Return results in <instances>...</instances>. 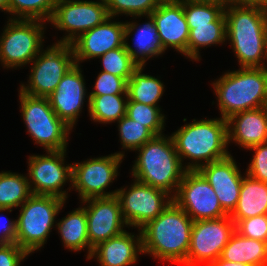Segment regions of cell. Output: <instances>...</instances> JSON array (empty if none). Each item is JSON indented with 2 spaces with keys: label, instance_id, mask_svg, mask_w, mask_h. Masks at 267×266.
<instances>
[{
  "label": "cell",
  "instance_id": "obj_33",
  "mask_svg": "<svg viewBox=\"0 0 267 266\" xmlns=\"http://www.w3.org/2000/svg\"><path fill=\"white\" fill-rule=\"evenodd\" d=\"M159 106L146 105L136 101H128L126 115L143 124L155 136L162 135L165 124V115L161 113Z\"/></svg>",
  "mask_w": 267,
  "mask_h": 266
},
{
  "label": "cell",
  "instance_id": "obj_7",
  "mask_svg": "<svg viewBox=\"0 0 267 266\" xmlns=\"http://www.w3.org/2000/svg\"><path fill=\"white\" fill-rule=\"evenodd\" d=\"M9 18L0 36V62L6 69L31 64L44 47L46 26L41 20Z\"/></svg>",
  "mask_w": 267,
  "mask_h": 266
},
{
  "label": "cell",
  "instance_id": "obj_20",
  "mask_svg": "<svg viewBox=\"0 0 267 266\" xmlns=\"http://www.w3.org/2000/svg\"><path fill=\"white\" fill-rule=\"evenodd\" d=\"M228 144L230 141L245 149L267 142V109L237 112L227 119Z\"/></svg>",
  "mask_w": 267,
  "mask_h": 266
},
{
  "label": "cell",
  "instance_id": "obj_32",
  "mask_svg": "<svg viewBox=\"0 0 267 266\" xmlns=\"http://www.w3.org/2000/svg\"><path fill=\"white\" fill-rule=\"evenodd\" d=\"M56 0H9L8 13L12 19H36L49 22Z\"/></svg>",
  "mask_w": 267,
  "mask_h": 266
},
{
  "label": "cell",
  "instance_id": "obj_6",
  "mask_svg": "<svg viewBox=\"0 0 267 266\" xmlns=\"http://www.w3.org/2000/svg\"><path fill=\"white\" fill-rule=\"evenodd\" d=\"M20 110L28 134L46 151L66 150L72 128L53 111L48 98L19 90Z\"/></svg>",
  "mask_w": 267,
  "mask_h": 266
},
{
  "label": "cell",
  "instance_id": "obj_25",
  "mask_svg": "<svg viewBox=\"0 0 267 266\" xmlns=\"http://www.w3.org/2000/svg\"><path fill=\"white\" fill-rule=\"evenodd\" d=\"M221 259L253 266H267V242L234 232L220 255Z\"/></svg>",
  "mask_w": 267,
  "mask_h": 266
},
{
  "label": "cell",
  "instance_id": "obj_28",
  "mask_svg": "<svg viewBox=\"0 0 267 266\" xmlns=\"http://www.w3.org/2000/svg\"><path fill=\"white\" fill-rule=\"evenodd\" d=\"M226 40L230 41L240 67H267V36L226 37Z\"/></svg>",
  "mask_w": 267,
  "mask_h": 266
},
{
  "label": "cell",
  "instance_id": "obj_4",
  "mask_svg": "<svg viewBox=\"0 0 267 266\" xmlns=\"http://www.w3.org/2000/svg\"><path fill=\"white\" fill-rule=\"evenodd\" d=\"M221 116L265 107L267 103V67H240L212 82Z\"/></svg>",
  "mask_w": 267,
  "mask_h": 266
},
{
  "label": "cell",
  "instance_id": "obj_18",
  "mask_svg": "<svg viewBox=\"0 0 267 266\" xmlns=\"http://www.w3.org/2000/svg\"><path fill=\"white\" fill-rule=\"evenodd\" d=\"M85 85L81 68L75 64L47 97L53 111L72 129L82 112L87 93Z\"/></svg>",
  "mask_w": 267,
  "mask_h": 266
},
{
  "label": "cell",
  "instance_id": "obj_43",
  "mask_svg": "<svg viewBox=\"0 0 267 266\" xmlns=\"http://www.w3.org/2000/svg\"><path fill=\"white\" fill-rule=\"evenodd\" d=\"M226 4L261 6L267 9V0H226Z\"/></svg>",
  "mask_w": 267,
  "mask_h": 266
},
{
  "label": "cell",
  "instance_id": "obj_14",
  "mask_svg": "<svg viewBox=\"0 0 267 266\" xmlns=\"http://www.w3.org/2000/svg\"><path fill=\"white\" fill-rule=\"evenodd\" d=\"M173 201L193 221L218 219L228 214L222 209L218 197L198 170H186Z\"/></svg>",
  "mask_w": 267,
  "mask_h": 266
},
{
  "label": "cell",
  "instance_id": "obj_39",
  "mask_svg": "<svg viewBox=\"0 0 267 266\" xmlns=\"http://www.w3.org/2000/svg\"><path fill=\"white\" fill-rule=\"evenodd\" d=\"M235 231L241 236L267 242V215H258L240 220Z\"/></svg>",
  "mask_w": 267,
  "mask_h": 266
},
{
  "label": "cell",
  "instance_id": "obj_11",
  "mask_svg": "<svg viewBox=\"0 0 267 266\" xmlns=\"http://www.w3.org/2000/svg\"><path fill=\"white\" fill-rule=\"evenodd\" d=\"M134 180L130 188L117 189L116 197L127 226L140 230L160 215L173 201V197L164 190Z\"/></svg>",
  "mask_w": 267,
  "mask_h": 266
},
{
  "label": "cell",
  "instance_id": "obj_13",
  "mask_svg": "<svg viewBox=\"0 0 267 266\" xmlns=\"http://www.w3.org/2000/svg\"><path fill=\"white\" fill-rule=\"evenodd\" d=\"M46 155H31L28 163V182L32 194L68 198L62 191L67 181L72 184V164L65 166L66 150L46 151Z\"/></svg>",
  "mask_w": 267,
  "mask_h": 266
},
{
  "label": "cell",
  "instance_id": "obj_44",
  "mask_svg": "<svg viewBox=\"0 0 267 266\" xmlns=\"http://www.w3.org/2000/svg\"><path fill=\"white\" fill-rule=\"evenodd\" d=\"M209 266H253L245 263H235L231 261H227L224 259H221L220 257L213 261Z\"/></svg>",
  "mask_w": 267,
  "mask_h": 266
},
{
  "label": "cell",
  "instance_id": "obj_24",
  "mask_svg": "<svg viewBox=\"0 0 267 266\" xmlns=\"http://www.w3.org/2000/svg\"><path fill=\"white\" fill-rule=\"evenodd\" d=\"M267 211V183L257 181L247 174L243 177L239 200L229 215L235 225L242 219L265 215Z\"/></svg>",
  "mask_w": 267,
  "mask_h": 266
},
{
  "label": "cell",
  "instance_id": "obj_10",
  "mask_svg": "<svg viewBox=\"0 0 267 266\" xmlns=\"http://www.w3.org/2000/svg\"><path fill=\"white\" fill-rule=\"evenodd\" d=\"M109 17L105 0H56L49 22L56 29L67 32L56 42L71 44L86 31L102 24Z\"/></svg>",
  "mask_w": 267,
  "mask_h": 266
},
{
  "label": "cell",
  "instance_id": "obj_15",
  "mask_svg": "<svg viewBox=\"0 0 267 266\" xmlns=\"http://www.w3.org/2000/svg\"><path fill=\"white\" fill-rule=\"evenodd\" d=\"M81 203L85 204L88 239L92 248L126 231L123 228L128 226L116 196L89 198Z\"/></svg>",
  "mask_w": 267,
  "mask_h": 266
},
{
  "label": "cell",
  "instance_id": "obj_46",
  "mask_svg": "<svg viewBox=\"0 0 267 266\" xmlns=\"http://www.w3.org/2000/svg\"><path fill=\"white\" fill-rule=\"evenodd\" d=\"M192 1H211V2L223 3L226 5V0H192Z\"/></svg>",
  "mask_w": 267,
  "mask_h": 266
},
{
  "label": "cell",
  "instance_id": "obj_3",
  "mask_svg": "<svg viewBox=\"0 0 267 266\" xmlns=\"http://www.w3.org/2000/svg\"><path fill=\"white\" fill-rule=\"evenodd\" d=\"M135 151L139 153L132 167V176L174 197L186 169L176 152L172 137L163 134L154 136Z\"/></svg>",
  "mask_w": 267,
  "mask_h": 266
},
{
  "label": "cell",
  "instance_id": "obj_9",
  "mask_svg": "<svg viewBox=\"0 0 267 266\" xmlns=\"http://www.w3.org/2000/svg\"><path fill=\"white\" fill-rule=\"evenodd\" d=\"M234 232L235 222L229 215L194 221L185 266H209L220 257Z\"/></svg>",
  "mask_w": 267,
  "mask_h": 266
},
{
  "label": "cell",
  "instance_id": "obj_35",
  "mask_svg": "<svg viewBox=\"0 0 267 266\" xmlns=\"http://www.w3.org/2000/svg\"><path fill=\"white\" fill-rule=\"evenodd\" d=\"M225 9V4L211 1L183 0V11L188 25L214 22Z\"/></svg>",
  "mask_w": 267,
  "mask_h": 266
},
{
  "label": "cell",
  "instance_id": "obj_26",
  "mask_svg": "<svg viewBox=\"0 0 267 266\" xmlns=\"http://www.w3.org/2000/svg\"><path fill=\"white\" fill-rule=\"evenodd\" d=\"M55 226L65 248L75 252L87 248V259H90L93 248L88 239L87 214L83 206L67 214Z\"/></svg>",
  "mask_w": 267,
  "mask_h": 266
},
{
  "label": "cell",
  "instance_id": "obj_30",
  "mask_svg": "<svg viewBox=\"0 0 267 266\" xmlns=\"http://www.w3.org/2000/svg\"><path fill=\"white\" fill-rule=\"evenodd\" d=\"M87 100L89 115L95 122L110 124L126 115L127 94L88 96Z\"/></svg>",
  "mask_w": 267,
  "mask_h": 266
},
{
  "label": "cell",
  "instance_id": "obj_45",
  "mask_svg": "<svg viewBox=\"0 0 267 266\" xmlns=\"http://www.w3.org/2000/svg\"><path fill=\"white\" fill-rule=\"evenodd\" d=\"M9 0H0V10L8 12Z\"/></svg>",
  "mask_w": 267,
  "mask_h": 266
},
{
  "label": "cell",
  "instance_id": "obj_19",
  "mask_svg": "<svg viewBox=\"0 0 267 266\" xmlns=\"http://www.w3.org/2000/svg\"><path fill=\"white\" fill-rule=\"evenodd\" d=\"M198 171L215 191L222 209L230 215L239 200L243 177L232 155L201 166Z\"/></svg>",
  "mask_w": 267,
  "mask_h": 266
},
{
  "label": "cell",
  "instance_id": "obj_8",
  "mask_svg": "<svg viewBox=\"0 0 267 266\" xmlns=\"http://www.w3.org/2000/svg\"><path fill=\"white\" fill-rule=\"evenodd\" d=\"M42 50L31 62L27 86L21 83L20 90L36 97H48L58 86L67 71L75 65L71 44L53 43Z\"/></svg>",
  "mask_w": 267,
  "mask_h": 266
},
{
  "label": "cell",
  "instance_id": "obj_21",
  "mask_svg": "<svg viewBox=\"0 0 267 266\" xmlns=\"http://www.w3.org/2000/svg\"><path fill=\"white\" fill-rule=\"evenodd\" d=\"M137 235L128 233L110 238L107 241L99 243L93 248L90 259L96 257L100 266H130L138 260L139 253L142 250V235L138 231Z\"/></svg>",
  "mask_w": 267,
  "mask_h": 266
},
{
  "label": "cell",
  "instance_id": "obj_1",
  "mask_svg": "<svg viewBox=\"0 0 267 266\" xmlns=\"http://www.w3.org/2000/svg\"><path fill=\"white\" fill-rule=\"evenodd\" d=\"M193 222L172 201L160 215L140 229L143 254L185 266Z\"/></svg>",
  "mask_w": 267,
  "mask_h": 266
},
{
  "label": "cell",
  "instance_id": "obj_38",
  "mask_svg": "<svg viewBox=\"0 0 267 266\" xmlns=\"http://www.w3.org/2000/svg\"><path fill=\"white\" fill-rule=\"evenodd\" d=\"M127 81L116 75L101 71L94 84V90L88 96H102L105 94H127Z\"/></svg>",
  "mask_w": 267,
  "mask_h": 266
},
{
  "label": "cell",
  "instance_id": "obj_22",
  "mask_svg": "<svg viewBox=\"0 0 267 266\" xmlns=\"http://www.w3.org/2000/svg\"><path fill=\"white\" fill-rule=\"evenodd\" d=\"M226 37L267 36V9L226 4Z\"/></svg>",
  "mask_w": 267,
  "mask_h": 266
},
{
  "label": "cell",
  "instance_id": "obj_42",
  "mask_svg": "<svg viewBox=\"0 0 267 266\" xmlns=\"http://www.w3.org/2000/svg\"><path fill=\"white\" fill-rule=\"evenodd\" d=\"M2 211L12 212V209H0V212ZM0 230H2L0 231V246H6L10 243L15 242L16 220H9V218L7 217L3 218L2 216H0Z\"/></svg>",
  "mask_w": 267,
  "mask_h": 266
},
{
  "label": "cell",
  "instance_id": "obj_41",
  "mask_svg": "<svg viewBox=\"0 0 267 266\" xmlns=\"http://www.w3.org/2000/svg\"><path fill=\"white\" fill-rule=\"evenodd\" d=\"M29 256L17 243L0 246V266H20Z\"/></svg>",
  "mask_w": 267,
  "mask_h": 266
},
{
  "label": "cell",
  "instance_id": "obj_5",
  "mask_svg": "<svg viewBox=\"0 0 267 266\" xmlns=\"http://www.w3.org/2000/svg\"><path fill=\"white\" fill-rule=\"evenodd\" d=\"M64 204V199L55 196L32 194L20 206L15 243L28 255L41 249L54 223H57L55 219Z\"/></svg>",
  "mask_w": 267,
  "mask_h": 266
},
{
  "label": "cell",
  "instance_id": "obj_17",
  "mask_svg": "<svg viewBox=\"0 0 267 266\" xmlns=\"http://www.w3.org/2000/svg\"><path fill=\"white\" fill-rule=\"evenodd\" d=\"M111 19L113 18L108 17L102 24L86 31L71 43L75 64L98 58L125 45V22Z\"/></svg>",
  "mask_w": 267,
  "mask_h": 266
},
{
  "label": "cell",
  "instance_id": "obj_34",
  "mask_svg": "<svg viewBox=\"0 0 267 266\" xmlns=\"http://www.w3.org/2000/svg\"><path fill=\"white\" fill-rule=\"evenodd\" d=\"M102 61V71L111 73L128 81L133 72L140 66L127 51L126 46L108 51L99 56Z\"/></svg>",
  "mask_w": 267,
  "mask_h": 266
},
{
  "label": "cell",
  "instance_id": "obj_29",
  "mask_svg": "<svg viewBox=\"0 0 267 266\" xmlns=\"http://www.w3.org/2000/svg\"><path fill=\"white\" fill-rule=\"evenodd\" d=\"M144 67L139 66L127 81L128 101L158 106L157 103L164 93V84L158 77L144 74Z\"/></svg>",
  "mask_w": 267,
  "mask_h": 266
},
{
  "label": "cell",
  "instance_id": "obj_31",
  "mask_svg": "<svg viewBox=\"0 0 267 266\" xmlns=\"http://www.w3.org/2000/svg\"><path fill=\"white\" fill-rule=\"evenodd\" d=\"M27 177L10 171L0 172V209L19 207L32 195Z\"/></svg>",
  "mask_w": 267,
  "mask_h": 266
},
{
  "label": "cell",
  "instance_id": "obj_12",
  "mask_svg": "<svg viewBox=\"0 0 267 266\" xmlns=\"http://www.w3.org/2000/svg\"><path fill=\"white\" fill-rule=\"evenodd\" d=\"M124 152L91 158L81 163L72 164V186L78 192L79 199L112 197L117 190L105 192L118 175V168L124 159Z\"/></svg>",
  "mask_w": 267,
  "mask_h": 266
},
{
  "label": "cell",
  "instance_id": "obj_27",
  "mask_svg": "<svg viewBox=\"0 0 267 266\" xmlns=\"http://www.w3.org/2000/svg\"><path fill=\"white\" fill-rule=\"evenodd\" d=\"M189 39L187 58L200 60V48L210 47L226 41V19L223 12L214 22L202 25H188Z\"/></svg>",
  "mask_w": 267,
  "mask_h": 266
},
{
  "label": "cell",
  "instance_id": "obj_36",
  "mask_svg": "<svg viewBox=\"0 0 267 266\" xmlns=\"http://www.w3.org/2000/svg\"><path fill=\"white\" fill-rule=\"evenodd\" d=\"M117 123L122 149L135 151L151 140L155 135L143 124L129 118L122 117Z\"/></svg>",
  "mask_w": 267,
  "mask_h": 266
},
{
  "label": "cell",
  "instance_id": "obj_23",
  "mask_svg": "<svg viewBox=\"0 0 267 266\" xmlns=\"http://www.w3.org/2000/svg\"><path fill=\"white\" fill-rule=\"evenodd\" d=\"M147 18L149 21L143 25L125 22V41L129 40L130 35H134L133 32L135 33V38H131L135 47L133 48L127 41L125 42L126 49L140 66H145L147 60L163 53L156 25L150 16Z\"/></svg>",
  "mask_w": 267,
  "mask_h": 266
},
{
  "label": "cell",
  "instance_id": "obj_16",
  "mask_svg": "<svg viewBox=\"0 0 267 266\" xmlns=\"http://www.w3.org/2000/svg\"><path fill=\"white\" fill-rule=\"evenodd\" d=\"M150 17L156 25L162 51L171 47L187 57L189 28L183 0H162Z\"/></svg>",
  "mask_w": 267,
  "mask_h": 266
},
{
  "label": "cell",
  "instance_id": "obj_37",
  "mask_svg": "<svg viewBox=\"0 0 267 266\" xmlns=\"http://www.w3.org/2000/svg\"><path fill=\"white\" fill-rule=\"evenodd\" d=\"M162 0H105L109 17H116L119 14L149 17L158 7Z\"/></svg>",
  "mask_w": 267,
  "mask_h": 266
},
{
  "label": "cell",
  "instance_id": "obj_40",
  "mask_svg": "<svg viewBox=\"0 0 267 266\" xmlns=\"http://www.w3.org/2000/svg\"><path fill=\"white\" fill-rule=\"evenodd\" d=\"M248 150L254 151L246 174L257 180L267 183V142L253 146Z\"/></svg>",
  "mask_w": 267,
  "mask_h": 266
},
{
  "label": "cell",
  "instance_id": "obj_2",
  "mask_svg": "<svg viewBox=\"0 0 267 266\" xmlns=\"http://www.w3.org/2000/svg\"><path fill=\"white\" fill-rule=\"evenodd\" d=\"M176 152L186 170H198L201 166L227 158L231 155L228 147L227 119H193L171 134ZM204 160V161H203ZM203 161V162H202Z\"/></svg>",
  "mask_w": 267,
  "mask_h": 266
}]
</instances>
